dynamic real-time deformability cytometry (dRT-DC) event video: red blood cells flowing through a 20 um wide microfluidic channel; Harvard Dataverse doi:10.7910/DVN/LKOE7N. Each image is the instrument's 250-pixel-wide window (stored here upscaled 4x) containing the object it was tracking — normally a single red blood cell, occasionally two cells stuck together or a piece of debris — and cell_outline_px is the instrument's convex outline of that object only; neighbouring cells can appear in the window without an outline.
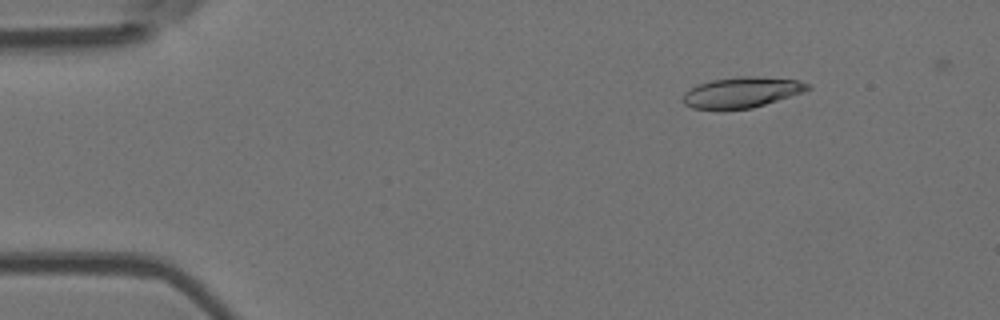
{"species": "Egyptian fruit bat (a non-hibernating species)", "species_latin": "Rousettus aegyptiacus", "temperature_condition": "room temperature", "stored_images_in_passage": 11, "camera_frame_rate_fps": 3000, "um_per_image_px": 0.085, "animal": {"sex": "female"}, "frame": {"image": 1, "passage_image": 1, "time_ms": 0.0, "image_size_px": [1000, 320], "cell_outline_px": [[812, 88], [752, 108], [692, 108], [684, 104], [684, 92], [700, 84], [712, 80], [740, 76], [760, 76], [796, 80], [812, 84]], "centroid_in_image_um": [63.07, 7.82], "position_along_channel_um": 21.9, "area_um2": 21.62}}
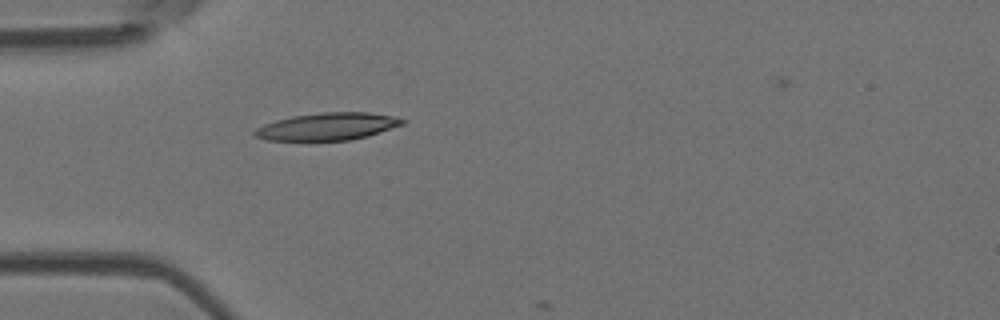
{"frame": {"image": 2, "passage_image": 10, "time_ms": 3.0, "image_size_px": [1000, 320], "cell_outline_px": [[408, 120], [404, 124], [368, 136], [352, 140], [264, 140], [252, 136], [252, 132], [256, 128], [264, 124], [276, 120], [292, 116], [324, 112], [368, 112], [392, 116]], "centroid_in_image_um": [27.82, 10.75], "position_along_channel_um": 57.2, "area_um2": 23.64}}